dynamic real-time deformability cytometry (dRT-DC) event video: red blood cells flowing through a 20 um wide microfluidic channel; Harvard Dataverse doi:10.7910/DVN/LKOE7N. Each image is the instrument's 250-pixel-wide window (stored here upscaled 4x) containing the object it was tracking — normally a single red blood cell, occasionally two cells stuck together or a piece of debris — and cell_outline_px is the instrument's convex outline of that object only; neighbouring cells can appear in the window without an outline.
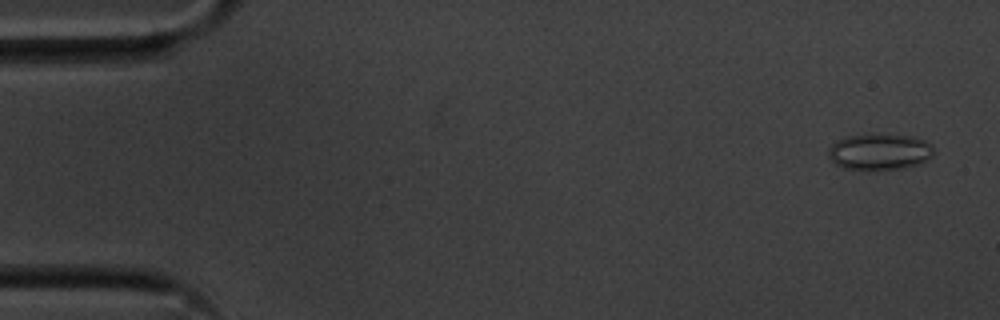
{"species": "common noctule bat (a hibernating species)", "species_latin": "Nyctalus noctula", "temperature_condition": "cold", "stored_images_in_passage": 54, "camera_frame_rate_fps": 3000, "um_per_image_px": 0.085, "animal": {"sex": "male", "body_mass_g": 20.1, "forearm_length_mm": 53.5}, "frame": {"image": 1, "passage_image": 1, "time_ms": 0.0, "image_size_px": [1000, 320], "cell_outline_px": [[936, 152], [928, 160], [904, 168], [868, 172], [844, 168], [836, 164], [828, 156], [828, 148], [836, 140], [844, 136], [868, 132], [880, 132], [908, 136], [924, 140], [932, 144]], "centroid_in_image_um": [74.74, 12.89], "position_along_channel_um": 10.3, "area_um2": 23.47}}
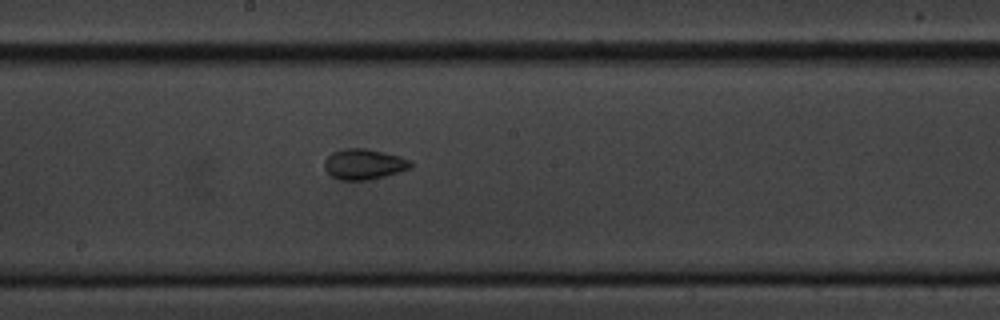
{"frame": {"image": 2, "passage_image": 28, "time_ms": 9.0, "image_size_px": [1000, 320], "cell_outline_px": [[412, 168], [384, 176], [368, 180], [340, 180], [332, 176], [324, 168], [324, 160], [332, 152], [344, 148], [364, 148], [412, 160]], "centroid_in_image_um": [30.91, 13.96], "position_along_channel_um": 217.3, "area_um2": 15.2}}
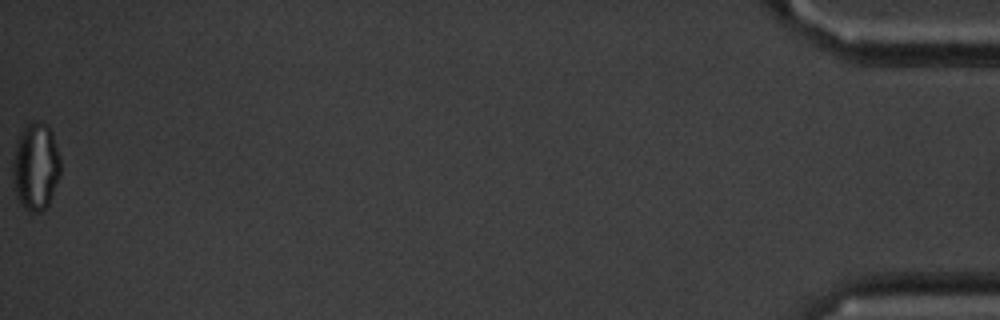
{"frame": {"image": 3, "passage_image": 54, "time_ms": 17.667, "image_size_px": [1000, 320], "cell_outline_px": [[60, 176], [52, 196], [48, 204], [40, 212], [28, 212], [20, 204], [16, 196], [12, 176], [12, 160], [16, 140], [20, 132], [28, 120], [36, 120], [48, 124], [52, 132], [60, 160]], "centroid_in_image_um": [3.01, 14.12], "position_along_channel_um": 432.2, "area_um2": 24.91}, "authors_computed_cell_mechanics": {"area_um2": 16.9932, "velocity_mm_per_s": 3.6283, "shape_relaxation_time_tau1_ms": null, "shape_relaxation_time_tau2_ms": 2.3324, "deformation_change_tau1": null, "deformation_change_tau2": 0.0724}}